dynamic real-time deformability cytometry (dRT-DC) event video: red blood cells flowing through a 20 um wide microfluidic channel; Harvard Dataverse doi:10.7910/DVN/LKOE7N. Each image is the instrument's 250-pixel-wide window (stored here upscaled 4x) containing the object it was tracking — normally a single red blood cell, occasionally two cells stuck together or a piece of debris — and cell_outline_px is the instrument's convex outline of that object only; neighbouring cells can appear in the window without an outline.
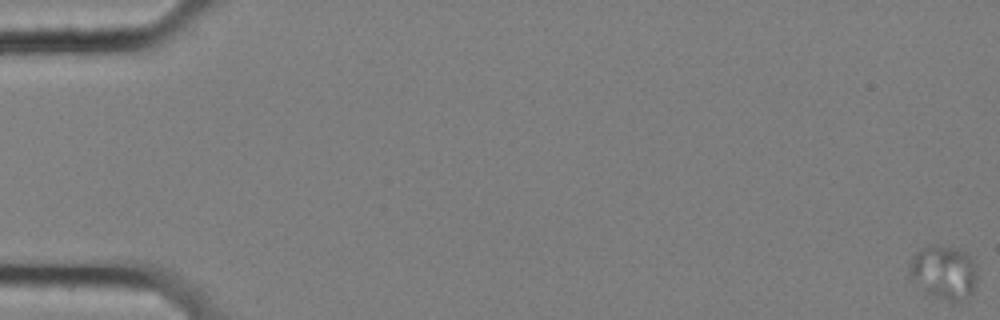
{"species": "common noctule bat (a hibernating species)", "species_latin": "Nyctalus noctula", "temperature_condition": "cold", "stored_images_in_passage": 21, "camera_frame_rate_fps": 3000, "um_per_image_px": 0.085, "animal": {"sex": "female", "body_mass_g": 25.1}, "frame": {"image": 1, "passage_image": 1, "time_ms": 0.0, "image_size_px": [1000, 320], "cell_outline_px": [[976, 284], [972, 292], [960, 304], [924, 292], [908, 272], [912, 260], [916, 252], [920, 248], [928, 244], [932, 244], [956, 248], [964, 252], [972, 260], [976, 272]], "centroid_in_image_um": [80.23, 23.15], "position_along_channel_um": 4.8, "area_um2": 21.1}}